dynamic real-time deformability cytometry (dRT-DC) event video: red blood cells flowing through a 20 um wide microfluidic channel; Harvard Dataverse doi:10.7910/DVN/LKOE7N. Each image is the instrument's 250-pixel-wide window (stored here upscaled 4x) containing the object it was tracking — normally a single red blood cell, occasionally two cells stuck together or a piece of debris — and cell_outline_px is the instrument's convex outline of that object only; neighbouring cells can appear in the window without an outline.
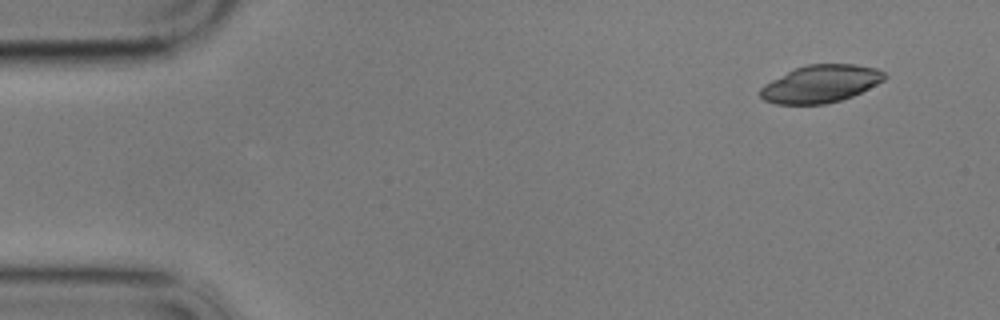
{"species": "common noctule bat (a hibernating species)", "species_latin": "Nyctalus noctula", "temperature_condition": "cold", "stored_images_in_passage": 54, "camera_frame_rate_fps": 3000, "um_per_image_px": 0.085, "animal": {"sex": "male", "body_mass_g": 17.9}, "frame": {"image": 1, "passage_image": 1, "time_ms": 0.0, "image_size_px": [1000, 320], "cell_outline_px": [[888, 76], [884, 80], [852, 96], [840, 100], [824, 104], [776, 104], [764, 100], [760, 96], [760, 88], [764, 84], [796, 68], [808, 64], [856, 64], [876, 68], [884, 72]], "centroid_in_image_um": [69.76, 7.12], "position_along_channel_um": 15.2, "area_um2": 26.93}}